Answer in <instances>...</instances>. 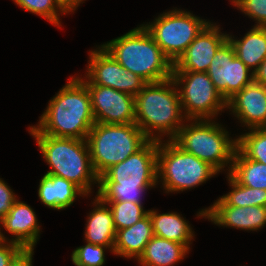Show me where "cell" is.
I'll return each instance as SVG.
<instances>
[{
  "label": "cell",
  "mask_w": 266,
  "mask_h": 266,
  "mask_svg": "<svg viewBox=\"0 0 266 266\" xmlns=\"http://www.w3.org/2000/svg\"><path fill=\"white\" fill-rule=\"evenodd\" d=\"M91 97L79 77L70 81L50 100L39 124L30 127V134L86 140L94 126Z\"/></svg>",
  "instance_id": "obj_1"
},
{
  "label": "cell",
  "mask_w": 266,
  "mask_h": 266,
  "mask_svg": "<svg viewBox=\"0 0 266 266\" xmlns=\"http://www.w3.org/2000/svg\"><path fill=\"white\" fill-rule=\"evenodd\" d=\"M157 182V141L149 140L136 153L111 166L99 177L96 196L102 201L141 204V194Z\"/></svg>",
  "instance_id": "obj_2"
},
{
  "label": "cell",
  "mask_w": 266,
  "mask_h": 266,
  "mask_svg": "<svg viewBox=\"0 0 266 266\" xmlns=\"http://www.w3.org/2000/svg\"><path fill=\"white\" fill-rule=\"evenodd\" d=\"M172 85L175 86L172 77L146 83L135 96V124L149 140L161 139L152 134L153 130L170 135L172 140L184 125L179 91Z\"/></svg>",
  "instance_id": "obj_3"
},
{
  "label": "cell",
  "mask_w": 266,
  "mask_h": 266,
  "mask_svg": "<svg viewBox=\"0 0 266 266\" xmlns=\"http://www.w3.org/2000/svg\"><path fill=\"white\" fill-rule=\"evenodd\" d=\"M101 46L121 66L135 73L146 83L172 77V62L143 25Z\"/></svg>",
  "instance_id": "obj_4"
},
{
  "label": "cell",
  "mask_w": 266,
  "mask_h": 266,
  "mask_svg": "<svg viewBox=\"0 0 266 266\" xmlns=\"http://www.w3.org/2000/svg\"><path fill=\"white\" fill-rule=\"evenodd\" d=\"M31 135L35 137L45 161L52 169L46 174L72 181L86 195L91 191L93 182L99 183V177L92 167L86 140L45 134Z\"/></svg>",
  "instance_id": "obj_5"
},
{
  "label": "cell",
  "mask_w": 266,
  "mask_h": 266,
  "mask_svg": "<svg viewBox=\"0 0 266 266\" xmlns=\"http://www.w3.org/2000/svg\"><path fill=\"white\" fill-rule=\"evenodd\" d=\"M148 141L135 123H95L86 138L94 172L100 177L111 166L140 150Z\"/></svg>",
  "instance_id": "obj_6"
},
{
  "label": "cell",
  "mask_w": 266,
  "mask_h": 266,
  "mask_svg": "<svg viewBox=\"0 0 266 266\" xmlns=\"http://www.w3.org/2000/svg\"><path fill=\"white\" fill-rule=\"evenodd\" d=\"M183 125L172 141L183 151L211 165L217 172L230 162L232 167L237 139L230 140L228 132L211 119L193 120Z\"/></svg>",
  "instance_id": "obj_7"
},
{
  "label": "cell",
  "mask_w": 266,
  "mask_h": 266,
  "mask_svg": "<svg viewBox=\"0 0 266 266\" xmlns=\"http://www.w3.org/2000/svg\"><path fill=\"white\" fill-rule=\"evenodd\" d=\"M216 174L211 165L183 151L172 140L157 141V177L163 180L166 192L190 189Z\"/></svg>",
  "instance_id": "obj_8"
},
{
  "label": "cell",
  "mask_w": 266,
  "mask_h": 266,
  "mask_svg": "<svg viewBox=\"0 0 266 266\" xmlns=\"http://www.w3.org/2000/svg\"><path fill=\"white\" fill-rule=\"evenodd\" d=\"M209 23L190 12L175 9L161 14L153 23L143 26L174 64Z\"/></svg>",
  "instance_id": "obj_9"
},
{
  "label": "cell",
  "mask_w": 266,
  "mask_h": 266,
  "mask_svg": "<svg viewBox=\"0 0 266 266\" xmlns=\"http://www.w3.org/2000/svg\"><path fill=\"white\" fill-rule=\"evenodd\" d=\"M172 79L176 87L183 86L178 91L187 121L210 119L227 107L207 72L172 71Z\"/></svg>",
  "instance_id": "obj_10"
},
{
  "label": "cell",
  "mask_w": 266,
  "mask_h": 266,
  "mask_svg": "<svg viewBox=\"0 0 266 266\" xmlns=\"http://www.w3.org/2000/svg\"><path fill=\"white\" fill-rule=\"evenodd\" d=\"M90 53L86 85L111 87L120 92L136 96L146 82L118 63L102 46Z\"/></svg>",
  "instance_id": "obj_11"
},
{
  "label": "cell",
  "mask_w": 266,
  "mask_h": 266,
  "mask_svg": "<svg viewBox=\"0 0 266 266\" xmlns=\"http://www.w3.org/2000/svg\"><path fill=\"white\" fill-rule=\"evenodd\" d=\"M235 56V51L227 39L216 51L207 71L216 90L226 102L246 85L254 81L253 71Z\"/></svg>",
  "instance_id": "obj_12"
},
{
  "label": "cell",
  "mask_w": 266,
  "mask_h": 266,
  "mask_svg": "<svg viewBox=\"0 0 266 266\" xmlns=\"http://www.w3.org/2000/svg\"><path fill=\"white\" fill-rule=\"evenodd\" d=\"M92 104L95 123H135V96L111 87L86 85Z\"/></svg>",
  "instance_id": "obj_13"
},
{
  "label": "cell",
  "mask_w": 266,
  "mask_h": 266,
  "mask_svg": "<svg viewBox=\"0 0 266 266\" xmlns=\"http://www.w3.org/2000/svg\"><path fill=\"white\" fill-rule=\"evenodd\" d=\"M219 29L210 22L173 64V71L207 72L216 51L228 39Z\"/></svg>",
  "instance_id": "obj_14"
},
{
  "label": "cell",
  "mask_w": 266,
  "mask_h": 266,
  "mask_svg": "<svg viewBox=\"0 0 266 266\" xmlns=\"http://www.w3.org/2000/svg\"><path fill=\"white\" fill-rule=\"evenodd\" d=\"M198 216H205L214 224L239 228L241 230H259L266 224V207H237L226 205L220 198L208 209H203Z\"/></svg>",
  "instance_id": "obj_15"
},
{
  "label": "cell",
  "mask_w": 266,
  "mask_h": 266,
  "mask_svg": "<svg viewBox=\"0 0 266 266\" xmlns=\"http://www.w3.org/2000/svg\"><path fill=\"white\" fill-rule=\"evenodd\" d=\"M227 107L249 129L266 127V85L253 81L230 98Z\"/></svg>",
  "instance_id": "obj_16"
},
{
  "label": "cell",
  "mask_w": 266,
  "mask_h": 266,
  "mask_svg": "<svg viewBox=\"0 0 266 266\" xmlns=\"http://www.w3.org/2000/svg\"><path fill=\"white\" fill-rule=\"evenodd\" d=\"M6 231L15 235L12 242L23 249H33L37 243L40 227L33 209L16 200L8 214L0 221Z\"/></svg>",
  "instance_id": "obj_17"
},
{
  "label": "cell",
  "mask_w": 266,
  "mask_h": 266,
  "mask_svg": "<svg viewBox=\"0 0 266 266\" xmlns=\"http://www.w3.org/2000/svg\"><path fill=\"white\" fill-rule=\"evenodd\" d=\"M153 236L152 220L148 213L131 227L116 231L113 252L126 258L139 259Z\"/></svg>",
  "instance_id": "obj_18"
},
{
  "label": "cell",
  "mask_w": 266,
  "mask_h": 266,
  "mask_svg": "<svg viewBox=\"0 0 266 266\" xmlns=\"http://www.w3.org/2000/svg\"><path fill=\"white\" fill-rule=\"evenodd\" d=\"M78 195L86 194L72 181L50 174H44L40 180L38 197L49 208L65 209Z\"/></svg>",
  "instance_id": "obj_19"
},
{
  "label": "cell",
  "mask_w": 266,
  "mask_h": 266,
  "mask_svg": "<svg viewBox=\"0 0 266 266\" xmlns=\"http://www.w3.org/2000/svg\"><path fill=\"white\" fill-rule=\"evenodd\" d=\"M95 208L89 214L85 240L95 245L107 246L113 252L116 229L110 208L99 197H95ZM98 205V206H97Z\"/></svg>",
  "instance_id": "obj_20"
},
{
  "label": "cell",
  "mask_w": 266,
  "mask_h": 266,
  "mask_svg": "<svg viewBox=\"0 0 266 266\" xmlns=\"http://www.w3.org/2000/svg\"><path fill=\"white\" fill-rule=\"evenodd\" d=\"M188 251L184 244L153 236L138 261L142 266H172L181 261Z\"/></svg>",
  "instance_id": "obj_21"
},
{
  "label": "cell",
  "mask_w": 266,
  "mask_h": 266,
  "mask_svg": "<svg viewBox=\"0 0 266 266\" xmlns=\"http://www.w3.org/2000/svg\"><path fill=\"white\" fill-rule=\"evenodd\" d=\"M235 56L254 72L266 58V27L254 26L243 39L235 40L228 34Z\"/></svg>",
  "instance_id": "obj_22"
},
{
  "label": "cell",
  "mask_w": 266,
  "mask_h": 266,
  "mask_svg": "<svg viewBox=\"0 0 266 266\" xmlns=\"http://www.w3.org/2000/svg\"><path fill=\"white\" fill-rule=\"evenodd\" d=\"M152 220L154 236L175 241L186 245L188 248L193 239V231L178 213L158 214L155 210H148Z\"/></svg>",
  "instance_id": "obj_23"
},
{
  "label": "cell",
  "mask_w": 266,
  "mask_h": 266,
  "mask_svg": "<svg viewBox=\"0 0 266 266\" xmlns=\"http://www.w3.org/2000/svg\"><path fill=\"white\" fill-rule=\"evenodd\" d=\"M228 171L239 184L266 190V165L246 158L238 149Z\"/></svg>",
  "instance_id": "obj_24"
},
{
  "label": "cell",
  "mask_w": 266,
  "mask_h": 266,
  "mask_svg": "<svg viewBox=\"0 0 266 266\" xmlns=\"http://www.w3.org/2000/svg\"><path fill=\"white\" fill-rule=\"evenodd\" d=\"M228 180L232 186V191L220 197V199L229 206H264L266 207V190L259 188H250L239 184L230 174Z\"/></svg>",
  "instance_id": "obj_25"
},
{
  "label": "cell",
  "mask_w": 266,
  "mask_h": 266,
  "mask_svg": "<svg viewBox=\"0 0 266 266\" xmlns=\"http://www.w3.org/2000/svg\"><path fill=\"white\" fill-rule=\"evenodd\" d=\"M250 130L237 138V149L246 158L266 165V127Z\"/></svg>",
  "instance_id": "obj_26"
},
{
  "label": "cell",
  "mask_w": 266,
  "mask_h": 266,
  "mask_svg": "<svg viewBox=\"0 0 266 266\" xmlns=\"http://www.w3.org/2000/svg\"><path fill=\"white\" fill-rule=\"evenodd\" d=\"M110 205L113 216V223L116 231L131 227L141 218L148 214L143 210L142 204H136L129 201H103Z\"/></svg>",
  "instance_id": "obj_27"
},
{
  "label": "cell",
  "mask_w": 266,
  "mask_h": 266,
  "mask_svg": "<svg viewBox=\"0 0 266 266\" xmlns=\"http://www.w3.org/2000/svg\"><path fill=\"white\" fill-rule=\"evenodd\" d=\"M26 11H30L47 19L51 24L60 25L59 13H64L55 0H13ZM59 9V10H58ZM58 10V11H57Z\"/></svg>",
  "instance_id": "obj_28"
},
{
  "label": "cell",
  "mask_w": 266,
  "mask_h": 266,
  "mask_svg": "<svg viewBox=\"0 0 266 266\" xmlns=\"http://www.w3.org/2000/svg\"><path fill=\"white\" fill-rule=\"evenodd\" d=\"M105 248L109 247L87 242L85 246L78 247L72 252V262L76 266H103Z\"/></svg>",
  "instance_id": "obj_29"
},
{
  "label": "cell",
  "mask_w": 266,
  "mask_h": 266,
  "mask_svg": "<svg viewBox=\"0 0 266 266\" xmlns=\"http://www.w3.org/2000/svg\"><path fill=\"white\" fill-rule=\"evenodd\" d=\"M232 2L257 21L256 27H266V0H232Z\"/></svg>",
  "instance_id": "obj_30"
},
{
  "label": "cell",
  "mask_w": 266,
  "mask_h": 266,
  "mask_svg": "<svg viewBox=\"0 0 266 266\" xmlns=\"http://www.w3.org/2000/svg\"><path fill=\"white\" fill-rule=\"evenodd\" d=\"M16 198L12 189L0 178V221L8 214Z\"/></svg>",
  "instance_id": "obj_31"
},
{
  "label": "cell",
  "mask_w": 266,
  "mask_h": 266,
  "mask_svg": "<svg viewBox=\"0 0 266 266\" xmlns=\"http://www.w3.org/2000/svg\"><path fill=\"white\" fill-rule=\"evenodd\" d=\"M7 242L0 240V266H9L14 257L23 249L19 244Z\"/></svg>",
  "instance_id": "obj_32"
},
{
  "label": "cell",
  "mask_w": 266,
  "mask_h": 266,
  "mask_svg": "<svg viewBox=\"0 0 266 266\" xmlns=\"http://www.w3.org/2000/svg\"><path fill=\"white\" fill-rule=\"evenodd\" d=\"M33 249H22L10 262L9 266H32Z\"/></svg>",
  "instance_id": "obj_33"
},
{
  "label": "cell",
  "mask_w": 266,
  "mask_h": 266,
  "mask_svg": "<svg viewBox=\"0 0 266 266\" xmlns=\"http://www.w3.org/2000/svg\"><path fill=\"white\" fill-rule=\"evenodd\" d=\"M55 1L64 13H69L72 12L73 10H76V8L83 0H55Z\"/></svg>",
  "instance_id": "obj_34"
},
{
  "label": "cell",
  "mask_w": 266,
  "mask_h": 266,
  "mask_svg": "<svg viewBox=\"0 0 266 266\" xmlns=\"http://www.w3.org/2000/svg\"><path fill=\"white\" fill-rule=\"evenodd\" d=\"M254 82L266 85V58L260 64V66L253 72Z\"/></svg>",
  "instance_id": "obj_35"
},
{
  "label": "cell",
  "mask_w": 266,
  "mask_h": 266,
  "mask_svg": "<svg viewBox=\"0 0 266 266\" xmlns=\"http://www.w3.org/2000/svg\"><path fill=\"white\" fill-rule=\"evenodd\" d=\"M0 240H2V241H6V238H5L4 235L1 233V230H0Z\"/></svg>",
  "instance_id": "obj_36"
}]
</instances>
